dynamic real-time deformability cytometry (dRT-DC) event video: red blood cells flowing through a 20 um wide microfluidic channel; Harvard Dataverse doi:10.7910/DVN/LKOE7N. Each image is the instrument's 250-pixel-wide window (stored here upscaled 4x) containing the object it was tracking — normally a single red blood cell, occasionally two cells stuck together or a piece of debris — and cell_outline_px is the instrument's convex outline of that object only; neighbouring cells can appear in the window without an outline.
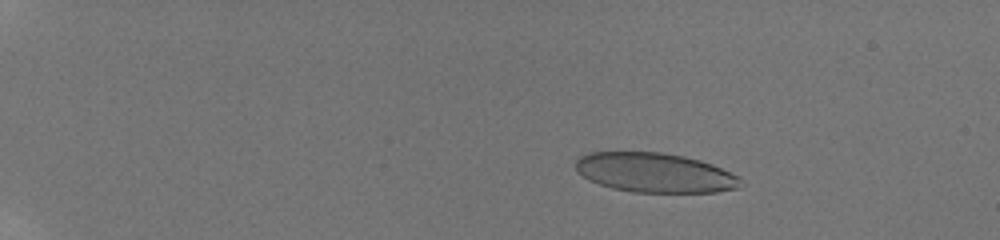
{"species": "human", "species_latin": "Homo sapiens", "temperature_condition": "room temperature", "stored_images_in_passage": 23, "camera_frame_rate_fps": 3000, "um_per_image_px": 0.085, "donor": {"sex": "male"}, "frame": {"image": 1, "passage_image": 1, "time_ms": 0.0, "image_size_px": [1000, 240], "cell_outline_px": [[744, 184], [740, 188], [716, 192], [632, 192], [612, 188], [588, 180], [576, 172], [576, 160], [580, 156], [588, 152], [664, 152], [684, 156], [700, 160], [712, 164], [744, 180]], "centroid_in_image_um": [55.65, 14.68], "position_along_channel_um": 29.3, "area_um2": 38.21}}
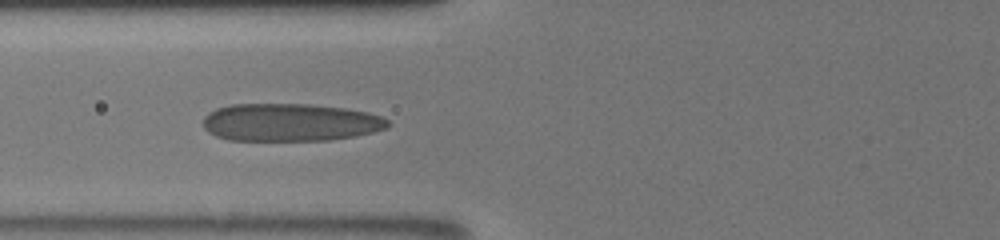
{"frame": {"image": 2, "passage_image": 11, "time_ms": 5.0, "image_size_px": [1000, 240], "cell_outline_px": [[392, 124], [388, 128], [356, 136], [328, 140], [228, 140], [216, 136], [208, 132], [204, 128], [204, 116], [208, 112], [216, 108], [232, 104], [308, 104], [344, 108], [368, 112], [380, 116], [388, 120]], "centroid_in_image_um": [24.67, 10.4], "position_along_channel_um": 101.1, "area_um2": 40.81}}
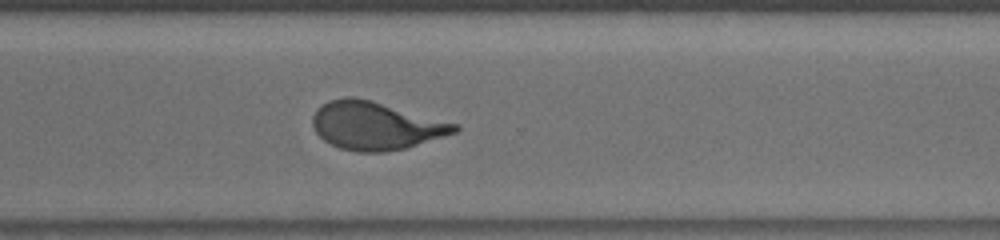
{"frame": {"image": 3, "passage_image": 23, "time_ms": 11.0, "image_size_px": [1000, 240], "cell_outline_px": [[460, 128], [456, 132], [404, 148], [384, 152], [360, 152], [340, 148], [324, 140], [316, 132], [312, 124], [312, 116], [328, 100], [348, 96], [352, 96], [372, 100], [460, 124]], "centroid_in_image_um": [31.94, 10.67], "position_along_channel_um": 338.7, "area_um2": 39.48}}